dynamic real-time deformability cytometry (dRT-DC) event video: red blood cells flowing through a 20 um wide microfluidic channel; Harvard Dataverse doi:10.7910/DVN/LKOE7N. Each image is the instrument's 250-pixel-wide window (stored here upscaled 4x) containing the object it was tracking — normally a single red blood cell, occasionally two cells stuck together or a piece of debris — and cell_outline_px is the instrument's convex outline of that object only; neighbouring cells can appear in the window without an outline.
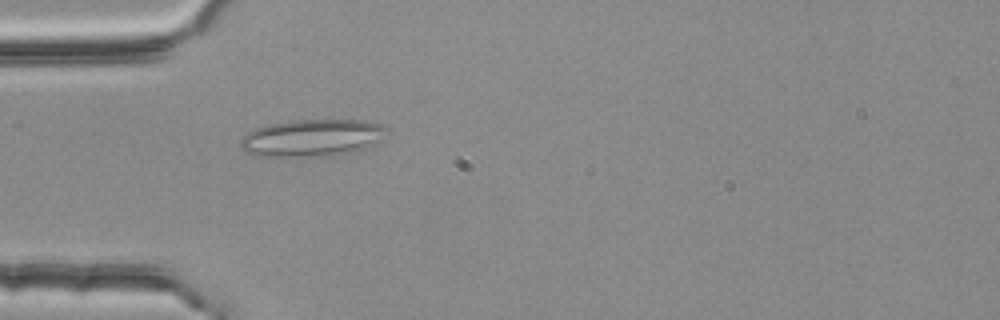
{"species": "common noctule bat (a hibernating species)", "species_latin": "Nyctalus noctula", "temperature_condition": "room temperature", "stored_images_in_passage": 4, "camera_frame_rate_fps": 3000, "um_per_image_px": 0.085, "animal": {"sex": "female", "body_mass_g": 25.1}, "frame": {"image": 1, "passage_image": 4, "time_ms": 1.0, "image_size_px": [1000, 320], "cell_outline_px": [[388, 128], [364, 148], [352, 152], [332, 156], [280, 160], [256, 156], [244, 152], [240, 148], [240, 140], [248, 132], [264, 124], [292, 120], [364, 120], [380, 124]], "centroid_in_image_um": [26.33, 11.77], "position_along_channel_um": 58.7, "area_um2": 32.48}}